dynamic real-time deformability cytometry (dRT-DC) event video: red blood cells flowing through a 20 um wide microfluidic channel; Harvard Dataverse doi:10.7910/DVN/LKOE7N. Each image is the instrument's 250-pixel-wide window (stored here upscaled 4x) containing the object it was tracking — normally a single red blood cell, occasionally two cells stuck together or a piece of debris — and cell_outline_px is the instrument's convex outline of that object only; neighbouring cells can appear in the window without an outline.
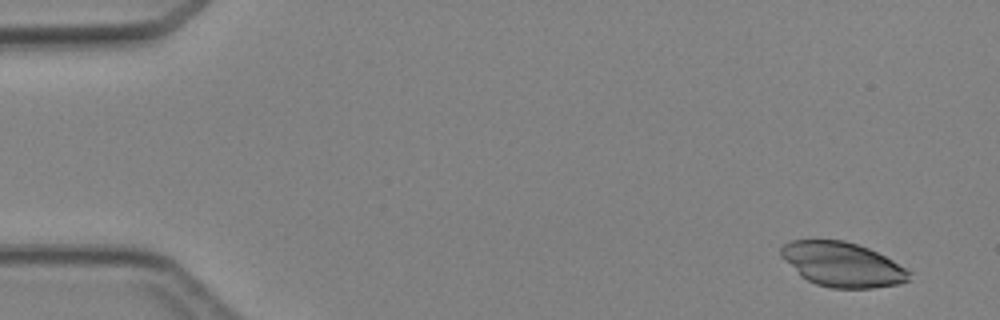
{"species": "Egyptian fruit bat (a non-hibernating species)", "species_latin": "Rousettus aegyptiacus", "temperature_condition": "cold", "stored_images_in_passage": 4, "camera_frame_rate_fps": 3000, "um_per_image_px": 0.085, "animal": {"sex": "female"}, "frame": {"image": 1, "passage_image": 1, "time_ms": 0.0, "image_size_px": [1000, 320], "cell_outline_px": [[912, 272], [908, 280], [900, 284], [872, 288], [832, 288], [816, 284], [800, 276], [780, 256], [780, 248], [784, 244], [792, 240], [844, 240], [868, 248], [892, 260]], "centroid_in_image_um": [71.58, 22.48], "position_along_channel_um": 13.4, "area_um2": 33.18}}